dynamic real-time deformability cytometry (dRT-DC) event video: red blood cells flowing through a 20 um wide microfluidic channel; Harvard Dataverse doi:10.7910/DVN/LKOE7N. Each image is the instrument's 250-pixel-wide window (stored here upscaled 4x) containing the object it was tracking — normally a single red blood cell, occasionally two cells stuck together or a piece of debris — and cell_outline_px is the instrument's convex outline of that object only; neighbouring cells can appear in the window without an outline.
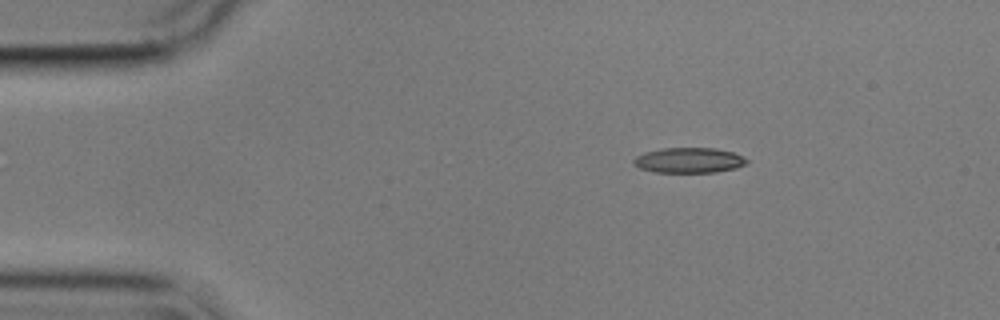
{"species": "common noctule bat (a hibernating species)", "species_latin": "Nyctalus noctula", "temperature_condition": "cold", "stored_images_in_passage": 48, "camera_frame_rate_fps": 3000, "um_per_image_px": 0.085, "animal": {"sex": "male", "body_mass_g": 17.9}, "frame": {"image": 1, "passage_image": 1, "time_ms": 0.0, "image_size_px": [1000, 320], "cell_outline_px": [[748, 164], [736, 168], [716, 172], [656, 172], [640, 168], [632, 164], [632, 160], [636, 156], [644, 152], [660, 148], [716, 148], [732, 152], [748, 160]], "centroid_in_image_um": [58.54, 13.62], "position_along_channel_um": 26.5, "area_um2": 16.7}}
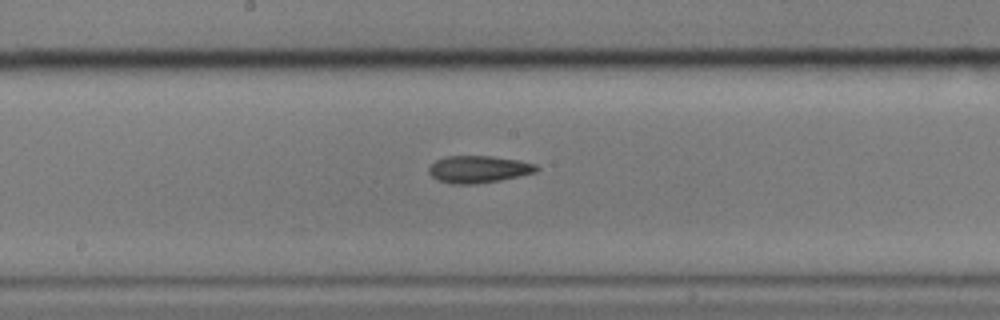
{"frame": {"image": 2, "passage_image": 21, "time_ms": 6.667, "image_size_px": [1000, 320], "cell_outline_px": [[540, 168], [536, 172], [500, 180], [476, 184], [452, 184], [436, 180], [428, 172], [428, 168], [436, 160], [444, 156], [492, 156], [520, 160], [536, 164]], "centroid_in_image_um": [40.67, 14.38], "position_along_channel_um": 207.5, "area_um2": 17.17}}
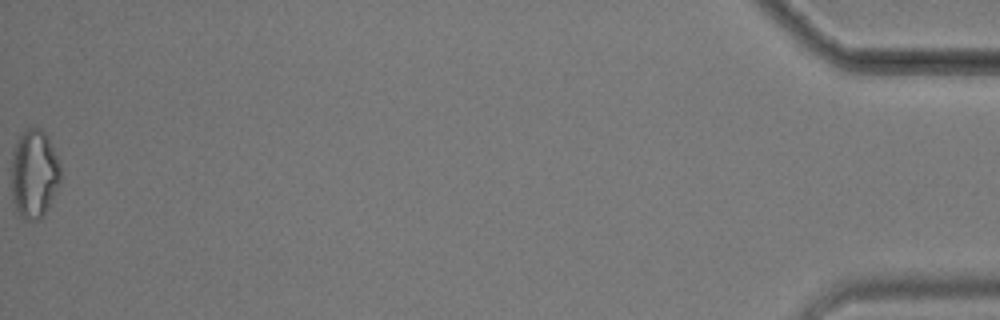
{"frame": {"image": 3, "passage_image": 48, "time_ms": 15.667, "image_size_px": [1000, 320], "cell_outline_px": [[60, 180], [52, 200], [48, 208], [40, 220], [24, 220], [16, 212], [12, 200], [12, 152], [16, 140], [28, 128], [40, 128], [48, 136], [60, 160]], "centroid_in_image_um": [2.9, 14.79], "position_along_channel_um": 432.3, "area_um2": 25.72}}